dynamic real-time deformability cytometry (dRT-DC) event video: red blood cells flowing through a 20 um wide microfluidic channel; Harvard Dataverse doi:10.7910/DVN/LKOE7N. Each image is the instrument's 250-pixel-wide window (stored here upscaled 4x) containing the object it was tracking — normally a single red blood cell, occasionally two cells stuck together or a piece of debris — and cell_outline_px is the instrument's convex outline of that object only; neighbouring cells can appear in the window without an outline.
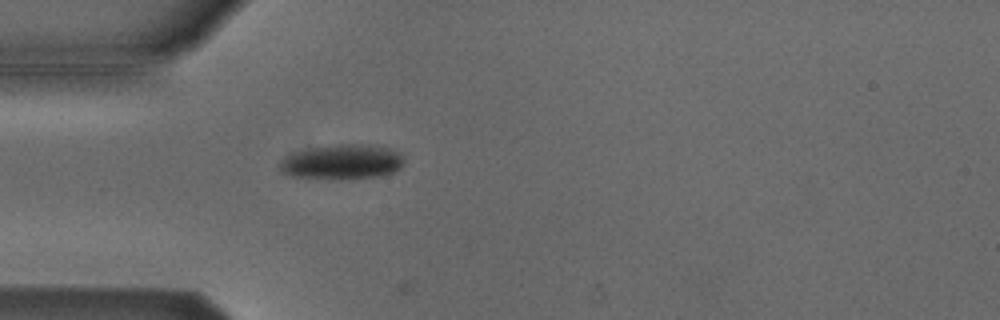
{"species": "Egyptian fruit bat (a non-hibernating species)", "species_latin": "Rousettus aegyptiacus", "temperature_condition": "cold", "stored_images_in_passage": 3, "camera_frame_rate_fps": 3000, "um_per_image_px": 0.085, "animal": {"sex": "male"}, "frame": {"image": 1, "passage_image": 3, "time_ms": 0.667, "image_size_px": [1000, 320], "cell_outline_px": [[404, 160], [400, 168], [392, 172], [380, 176], [348, 180], [332, 180], [292, 176], [280, 172], [280, 160], [296, 152], [336, 144], [368, 144], [388, 148], [400, 152]], "centroid_in_image_um": [29.1, 13.79], "position_along_channel_um": 55.9, "area_um2": 25.43}}